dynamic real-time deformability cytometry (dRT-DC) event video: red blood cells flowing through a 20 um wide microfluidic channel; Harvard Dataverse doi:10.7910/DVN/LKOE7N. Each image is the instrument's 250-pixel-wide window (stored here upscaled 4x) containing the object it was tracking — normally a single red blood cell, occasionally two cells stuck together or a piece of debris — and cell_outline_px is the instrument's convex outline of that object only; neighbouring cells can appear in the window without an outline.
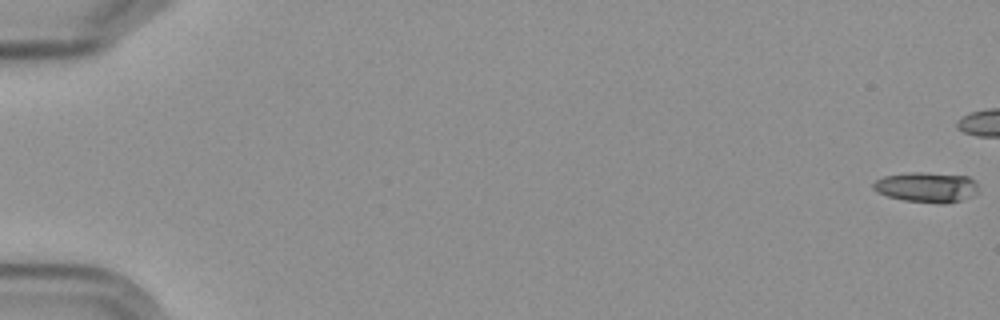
{"species": "Egyptian fruit bat (a non-hibernating species)", "species_latin": "Rousettus aegyptiacus", "temperature_condition": "cold", "stored_images_in_passage": 7, "camera_frame_rate_fps": 3000, "um_per_image_px": 0.085, "frame": {"image": 1, "passage_image": 1, "time_ms": 0.0, "image_size_px": [1000, 320], "cell_outline_px": [[976, 192], [960, 200], [944, 204], [940, 204], [904, 200], [888, 196], [876, 192], [872, 188], [872, 184], [876, 180], [884, 176], [912, 172], [924, 172], [968, 176], [976, 184]], "centroid_in_image_um": [78.7, 15.91], "position_along_channel_um": 6.3, "area_um2": 18.26}}